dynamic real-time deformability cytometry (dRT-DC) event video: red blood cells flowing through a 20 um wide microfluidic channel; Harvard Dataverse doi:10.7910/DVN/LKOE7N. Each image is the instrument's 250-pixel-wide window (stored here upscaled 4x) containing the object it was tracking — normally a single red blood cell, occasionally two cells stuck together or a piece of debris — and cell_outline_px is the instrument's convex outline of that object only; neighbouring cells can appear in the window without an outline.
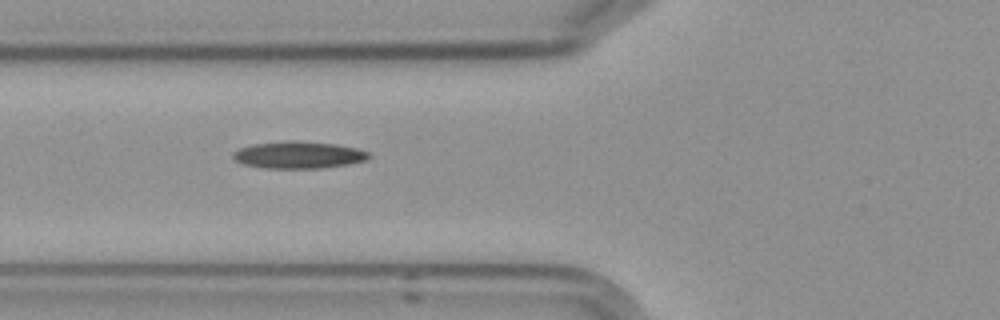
{"species": "Egyptian fruit bat (a non-hibernating species)", "species_latin": "Rousettus aegyptiacus", "temperature_condition": "cold", "stored_images_in_passage": 5, "camera_frame_rate_fps": 3000, "um_per_image_px": 0.085, "frame": {"image": 1, "passage_image": 4, "time_ms": 3.667, "image_size_px": [1000, 320], "cell_outline_px": [[372, 156], [364, 160], [348, 164], [320, 168], [264, 168], [244, 164], [236, 160], [232, 156], [232, 152], [240, 148], [252, 144], [288, 140], [292, 140], [336, 144], [356, 148], [368, 152]], "centroid_in_image_um": [25.36, 13.16], "position_along_channel_um": 100.4, "area_um2": 21.33}}